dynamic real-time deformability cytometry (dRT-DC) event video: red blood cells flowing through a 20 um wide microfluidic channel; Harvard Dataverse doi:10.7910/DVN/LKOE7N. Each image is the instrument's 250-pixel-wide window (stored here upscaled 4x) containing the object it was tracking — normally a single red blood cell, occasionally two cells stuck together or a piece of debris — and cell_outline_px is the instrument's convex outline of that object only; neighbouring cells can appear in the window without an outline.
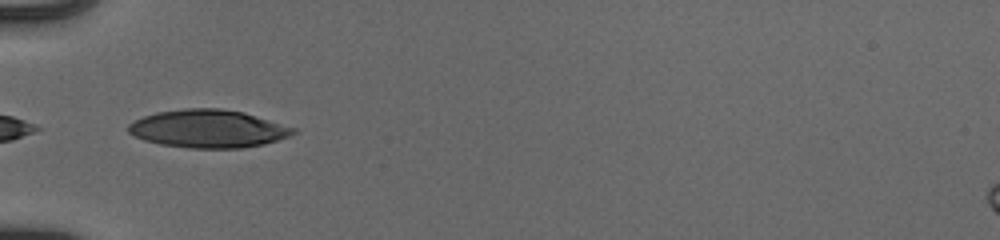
{"species": "human", "species_latin": "Homo sapiens", "temperature_condition": "cold", "stored_images_in_passage": 16, "camera_frame_rate_fps": 3000, "um_per_image_px": 0.085, "donor": {"sex": "male"}, "frame": {"image": 1, "passage_image": 1, "time_ms": 0.0, "image_size_px": [1000, 240], "cell_outline_px": [[296, 132], [288, 136], [264, 144], [244, 148], [188, 148], [160, 144], [144, 140], [128, 132], [128, 124], [144, 116], [156, 112], [184, 108], [220, 108], [244, 112], [296, 128]], "centroid_in_image_um": [17.69, 10.94], "position_along_channel_um": 67.3, "area_um2": 36.41}}
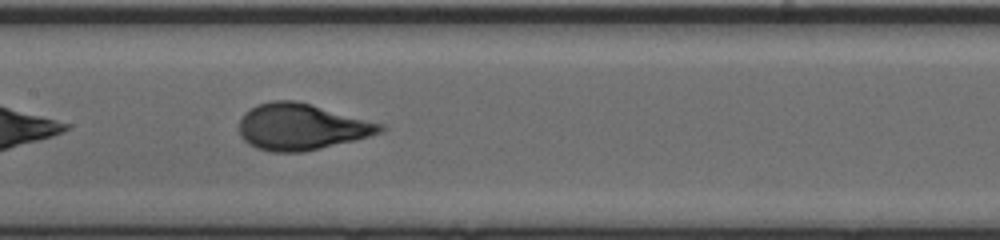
{"frame": {"image": 2, "passage_image": 10, "time_ms": 3.0, "image_size_px": [1000, 240], "cell_outline_px": [[388, 128], [384, 132], [356, 140], [304, 152], [272, 152], [256, 148], [248, 144], [240, 136], [240, 120], [244, 112], [256, 104], [272, 100], [296, 100], [312, 104], [384, 124]], "centroid_in_image_um": [25.64, 10.78], "position_along_channel_um": 181.8, "area_um2": 38.55}}
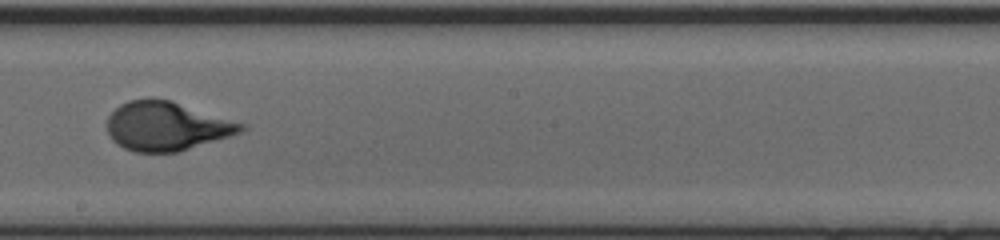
{"frame": {"image": 3, "passage_image": 14, "time_ms": 4.333, "image_size_px": [1000, 240], "cell_outline_px": [[248, 128], [240, 132], [228, 136], [176, 152], [136, 152], [124, 148], [116, 144], [112, 140], [108, 132], [108, 116], [120, 104], [128, 100], [148, 96], [172, 100], [248, 124]], "centroid_in_image_um": [14.16, 10.68], "position_along_channel_um": 234.0, "area_um2": 38.55}}